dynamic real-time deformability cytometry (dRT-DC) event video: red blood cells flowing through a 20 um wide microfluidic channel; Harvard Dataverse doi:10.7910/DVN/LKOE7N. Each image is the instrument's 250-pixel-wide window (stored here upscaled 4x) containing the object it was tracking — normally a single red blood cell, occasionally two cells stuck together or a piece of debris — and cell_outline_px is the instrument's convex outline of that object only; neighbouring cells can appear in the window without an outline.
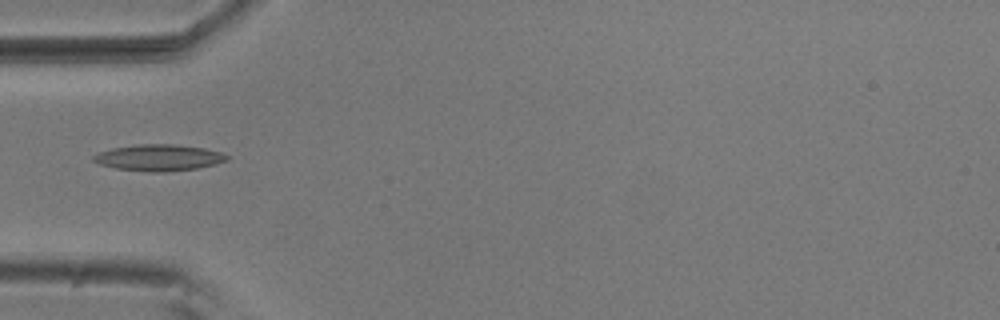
{"species": "common noctule bat (a hibernating species)", "species_latin": "Nyctalus noctula", "temperature_condition": "room temperature", "stored_images_in_passage": 1, "camera_frame_rate_fps": 3000, "um_per_image_px": 0.085, "animal": {"sex": "male", "body_mass_g": 20.5, "forearm_length_mm": 52.5}, "frame": {"image": 1, "passage_image": 1, "time_ms": 0.0, "image_size_px": [1000, 320], "cell_outline_px": [[228, 160], [216, 164], [196, 168], [164, 172], [152, 172], [116, 168], [100, 164], [92, 160], [92, 156], [100, 152], [112, 148], [140, 144], [176, 144], [204, 148], [220, 152], [228, 156]], "centroid_in_image_um": [13.5, 13.39], "position_along_channel_um": 71.5, "area_um2": 20.35}}